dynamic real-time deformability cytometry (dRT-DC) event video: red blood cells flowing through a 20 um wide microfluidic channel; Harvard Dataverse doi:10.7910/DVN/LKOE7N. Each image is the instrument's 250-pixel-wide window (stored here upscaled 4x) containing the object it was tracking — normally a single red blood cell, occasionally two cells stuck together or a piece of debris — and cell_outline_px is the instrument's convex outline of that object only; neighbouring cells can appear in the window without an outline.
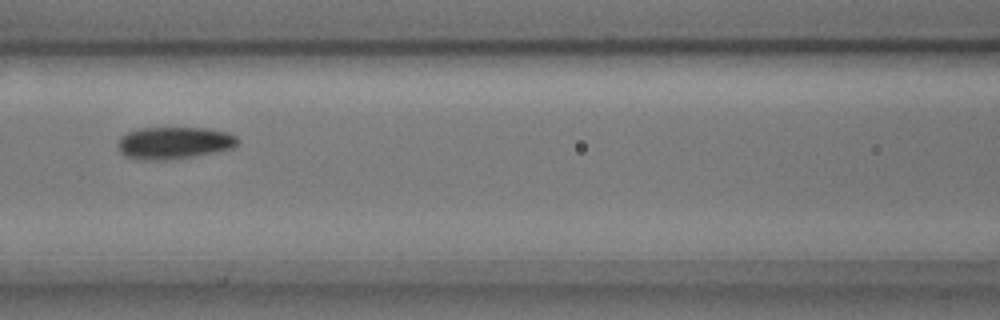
{"species": "common noctule bat (a hibernating species)", "species_latin": "Nyctalus noctula", "temperature_condition": "cold", "stored_images_in_passage": 6, "camera_frame_rate_fps": 3000, "um_per_image_px": 0.085, "animal": {"sex": "male", "body_mass_g": 17.9, "forearm_length_mm": 54.2}, "frame": {"image": 1, "passage_image": 6, "time_ms": 1.667, "image_size_px": [1000, 320], "cell_outline_px": [[240, 140], [232, 148], [216, 152], [172, 160], [136, 160], [124, 156], [120, 152], [120, 136], [128, 132], [140, 128], [204, 128], [228, 132], [236, 136]], "centroid_in_image_um": [14.8, 12.16], "position_along_channel_um": 151.8, "area_um2": 22.54}}